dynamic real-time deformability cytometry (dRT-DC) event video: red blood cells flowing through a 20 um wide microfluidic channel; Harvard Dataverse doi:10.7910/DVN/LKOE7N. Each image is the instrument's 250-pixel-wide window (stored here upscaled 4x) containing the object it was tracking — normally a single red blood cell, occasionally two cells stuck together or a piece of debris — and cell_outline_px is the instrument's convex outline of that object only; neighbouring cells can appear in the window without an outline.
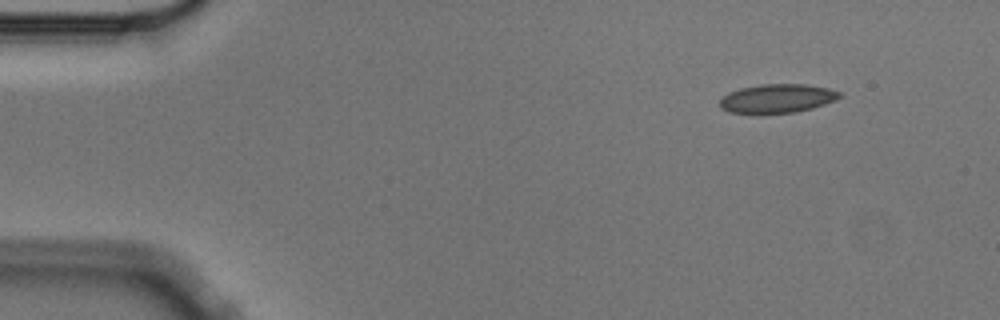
{"species": "Egyptian fruit bat (a non-hibernating species)", "species_latin": "Rousettus aegyptiacus", "temperature_condition": "cold", "stored_images_in_passage": 4, "camera_frame_rate_fps": 3000, "um_per_image_px": 0.085, "animal": {"sex": "male"}, "frame": {"image": 1, "passage_image": 1, "time_ms": 0.0, "image_size_px": [1000, 320], "cell_outline_px": [[844, 96], [836, 100], [812, 108], [796, 112], [760, 116], [756, 116], [728, 112], [720, 108], [720, 100], [728, 92], [740, 88], [760, 84], [804, 84], [828, 88], [844, 92]], "centroid_in_image_um": [66.05, 8.41], "position_along_channel_um": 19.0, "area_um2": 21.04}}
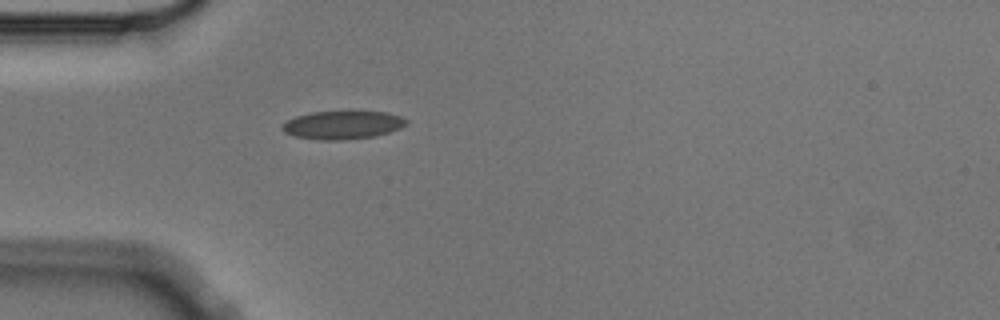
{"frame": {"image": 2, "passage_image": 4, "time_ms": 1.0, "image_size_px": [1000, 320], "cell_outline_px": [[408, 124], [400, 128], [376, 136], [340, 140], [320, 140], [296, 136], [284, 132], [280, 128], [280, 124], [296, 116], [312, 112], [352, 108], [384, 112], [400, 116], [408, 120]], "centroid_in_image_um": [29.13, 10.57], "position_along_channel_um": 55.9, "area_um2": 21.33}}